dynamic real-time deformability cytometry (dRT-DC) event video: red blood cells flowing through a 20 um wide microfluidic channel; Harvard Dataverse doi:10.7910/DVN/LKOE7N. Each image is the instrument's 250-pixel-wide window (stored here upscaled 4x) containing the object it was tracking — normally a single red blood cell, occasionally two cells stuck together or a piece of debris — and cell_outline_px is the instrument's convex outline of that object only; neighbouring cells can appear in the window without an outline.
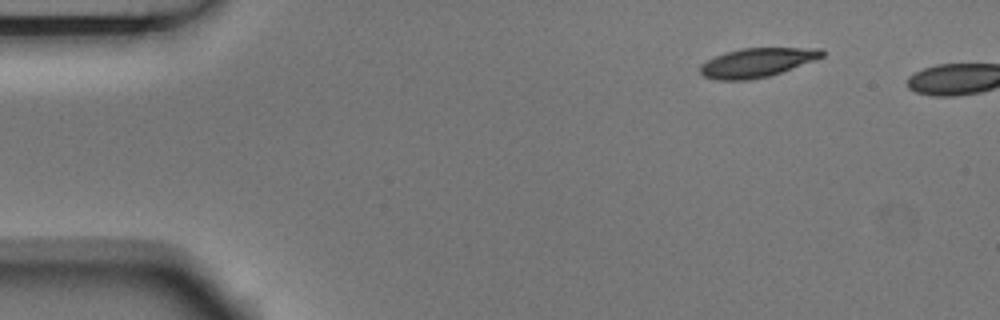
{"species": "Egyptian fruit bat (a non-hibernating species)", "species_latin": "Rousettus aegyptiacus", "temperature_condition": "room temperature", "stored_images_in_passage": 2, "camera_frame_rate_fps": 3000, "um_per_image_px": 0.085, "animal": {"sex": "male"}, "frame": {"image": 1, "passage_image": 1, "time_ms": 0.0, "image_size_px": [1000, 320], "cell_outline_px": [[824, 56], [816, 60], [768, 76], [748, 80], [716, 80], [704, 76], [700, 72], [700, 64], [724, 52], [740, 48], [824, 48]], "centroid_in_image_um": [64.35, 5.31], "position_along_channel_um": 20.7, "area_um2": 20.63}}